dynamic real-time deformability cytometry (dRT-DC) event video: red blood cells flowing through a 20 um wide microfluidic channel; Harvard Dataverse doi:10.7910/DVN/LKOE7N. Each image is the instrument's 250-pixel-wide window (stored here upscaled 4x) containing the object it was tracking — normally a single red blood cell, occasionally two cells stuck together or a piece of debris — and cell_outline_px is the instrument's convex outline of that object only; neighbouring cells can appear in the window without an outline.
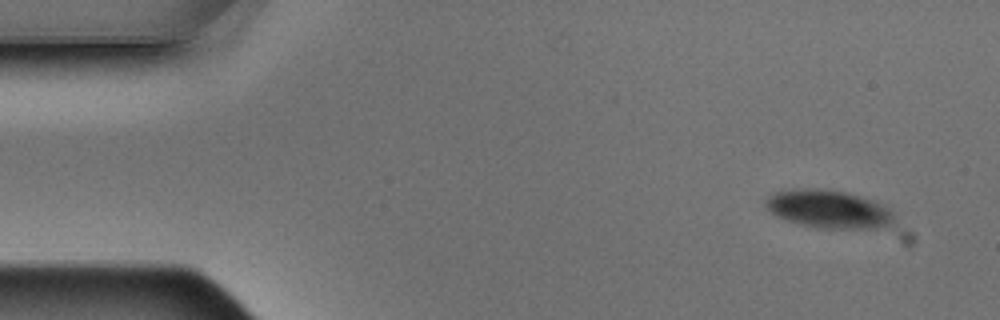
{"species": "Egyptian fruit bat (a non-hibernating species)", "species_latin": "Rousettus aegyptiacus", "temperature_condition": "warm", "stored_images_in_passage": 4, "camera_frame_rate_fps": 3000, "um_per_image_px": 0.085, "animal": {"sex": "male"}, "frame": {"image": 1, "passage_image": 1, "time_ms": 0.0, "image_size_px": [1000, 320], "cell_outline_px": [[896, 224], [876, 228], [820, 228], [800, 224], [776, 216], [764, 204], [764, 200], [768, 196], [776, 192], [792, 188], [832, 188], [848, 192], [876, 200], [888, 208], [896, 216]], "centroid_in_image_um": [70.49, 17.75], "position_along_channel_um": 14.5, "area_um2": 29.13}}
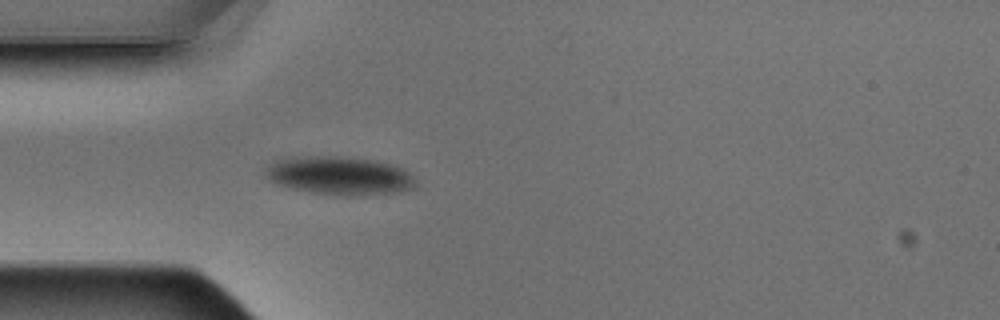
{"frame": {"image": 2, "passage_image": 4, "time_ms": 1.0, "image_size_px": [1000, 320], "cell_outline_px": [[416, 188], [400, 192], [348, 196], [344, 196], [312, 192], [292, 188], [276, 184], [268, 180], [264, 176], [264, 168], [272, 160], [288, 156], [340, 156], [376, 160], [392, 164], [404, 168], [416, 180]], "centroid_in_image_um": [28.81, 14.91], "position_along_channel_um": 56.2, "area_um2": 34.33}}